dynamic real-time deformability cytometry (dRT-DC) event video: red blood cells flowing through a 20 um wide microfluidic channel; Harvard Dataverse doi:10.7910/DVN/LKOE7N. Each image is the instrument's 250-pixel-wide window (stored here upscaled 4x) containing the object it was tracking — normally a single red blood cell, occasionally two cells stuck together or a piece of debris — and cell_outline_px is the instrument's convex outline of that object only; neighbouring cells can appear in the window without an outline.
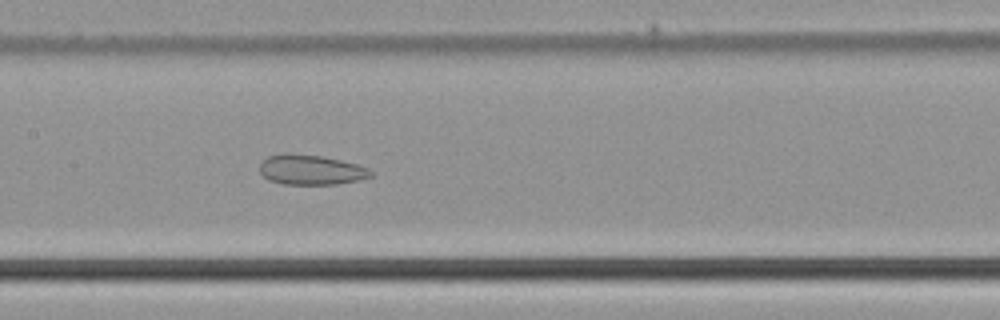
{"species": "common noctule bat (a hibernating species)", "species_latin": "Nyctalus noctula", "temperature_condition": "cold", "stored_images_in_passage": 49, "camera_frame_rate_fps": 3000, "um_per_image_px": 0.085, "animal": {"sex": "male", "body_mass_g": 21.5, "forearm_length_mm": 52.0}, "frame": {"image": 1, "passage_image": 24, "time_ms": 7.667, "image_size_px": [1000, 320], "cell_outline_px": [[372, 176], [356, 180], [336, 184], [280, 184], [268, 180], [260, 172], [260, 164], [268, 156], [284, 152], [320, 156], [340, 160], [356, 164], [368, 168], [372, 172]], "centroid_in_image_um": [26.38, 14.43], "position_along_channel_um": 181.0, "area_um2": 19.31}}
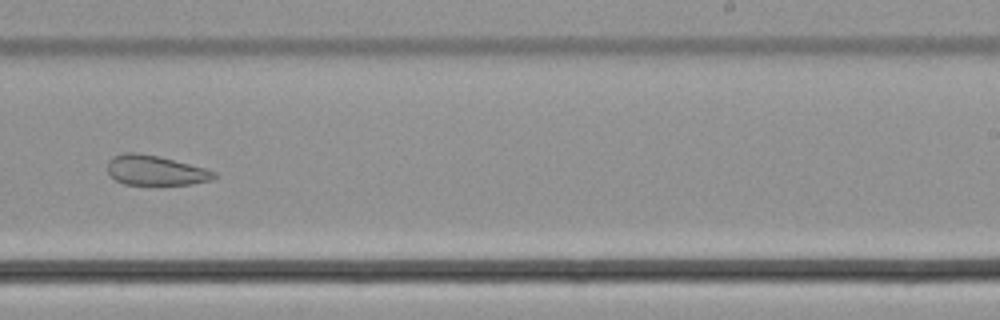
{"frame": {"image": 2, "passage_image": 31, "time_ms": 10.0, "image_size_px": [1000, 320], "cell_outline_px": [[216, 176], [212, 180], [192, 184], [124, 184], [116, 180], [108, 172], [108, 160], [112, 156], [124, 152], [136, 152], [160, 156], [204, 168], [216, 172]], "centroid_in_image_um": [13.19, 14.46], "position_along_channel_um": 275.8, "area_um2": 18.5}}
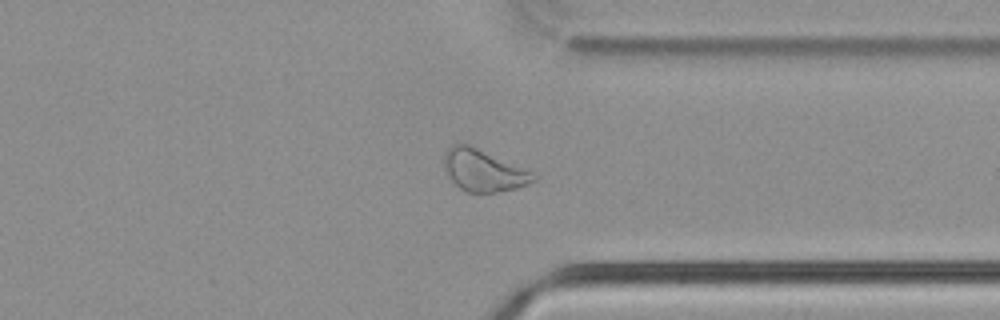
{"frame": {"image": 3, "passage_image": 38, "time_ms": 12.333, "image_size_px": [1000, 320], "cell_outline_px": [[536, 180], [516, 188], [496, 192], [468, 192], [460, 188], [452, 180], [444, 168], [444, 152], [452, 144], [468, 144], [532, 172], [536, 176]], "centroid_in_image_um": [41.06, 14.49], "position_along_channel_um": 370.3, "area_um2": 21.27}}